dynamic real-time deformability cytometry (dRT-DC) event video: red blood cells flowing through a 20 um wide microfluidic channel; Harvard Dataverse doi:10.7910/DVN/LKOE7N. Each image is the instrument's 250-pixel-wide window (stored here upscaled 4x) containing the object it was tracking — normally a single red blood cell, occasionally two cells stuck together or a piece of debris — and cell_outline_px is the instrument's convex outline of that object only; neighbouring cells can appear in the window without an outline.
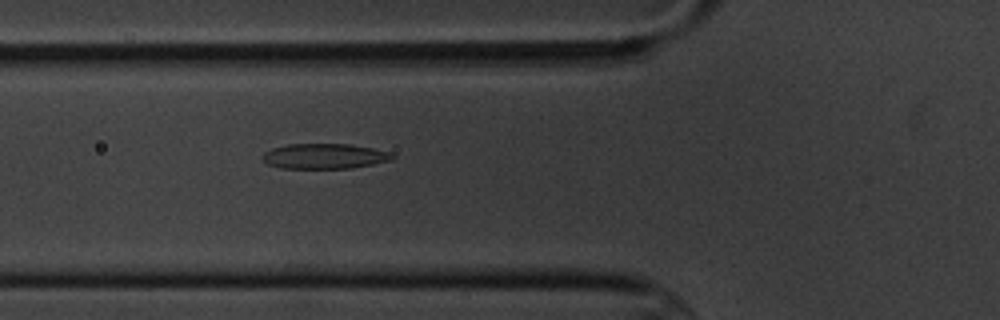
{"species": "common noctule bat (a hibernating species)", "species_latin": "Nyctalus noctula", "temperature_condition": "cold", "stored_images_in_passage": 6, "camera_frame_rate_fps": 3000, "um_per_image_px": 0.085, "animal": {"sex": "male", "body_mass_g": 20.1, "forearm_length_mm": 53.5}, "frame": {"image": 1, "passage_image": 6, "time_ms": 6.333, "image_size_px": [1000, 320], "cell_outline_px": [[396, 156], [392, 160], [352, 168], [280, 168], [268, 164], [260, 156], [264, 152], [272, 148], [288, 144], [352, 144], [372, 148], [388, 152]], "centroid_in_image_um": [27.56, 13.27], "position_along_channel_um": 98.2, "area_um2": 19.07}}